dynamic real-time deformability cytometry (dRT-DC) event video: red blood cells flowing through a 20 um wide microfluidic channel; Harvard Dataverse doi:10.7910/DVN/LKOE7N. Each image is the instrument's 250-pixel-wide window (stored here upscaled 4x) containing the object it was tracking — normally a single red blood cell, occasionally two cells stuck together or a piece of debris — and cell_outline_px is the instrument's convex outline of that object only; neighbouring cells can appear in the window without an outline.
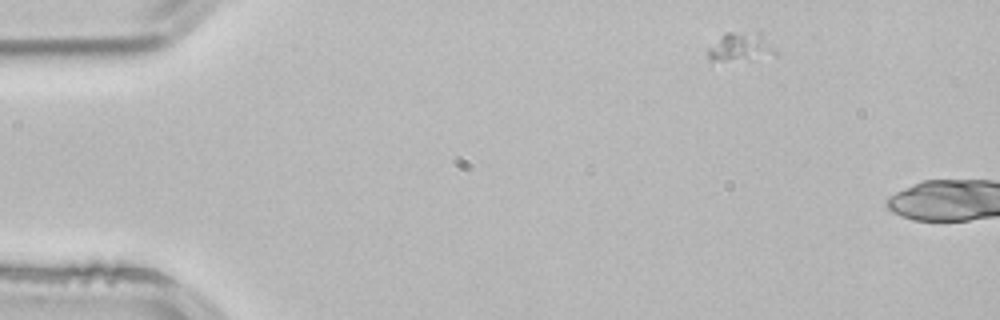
{"species": "common noctule bat (a hibernating species)", "species_latin": "Nyctalus noctula", "temperature_condition": "room temperature", "stored_images_in_passage": 2, "camera_frame_rate_fps": 3000, "um_per_image_px": 0.085, "animal": {"sex": "male", "body_mass_g": 21.5, "forearm_length_mm": 52.0}, "frame": {"image": 1, "passage_image": 1, "time_ms": 0.0, "image_size_px": [1000, 320], "cell_outline_px": [[776, 56], [748, 60], [708, 60], [708, 48], [724, 32], [760, 32], [776, 52]], "centroid_in_image_um": [62.94, 4.0], "position_along_channel_um": 22.1, "area_um2": 11.27}}